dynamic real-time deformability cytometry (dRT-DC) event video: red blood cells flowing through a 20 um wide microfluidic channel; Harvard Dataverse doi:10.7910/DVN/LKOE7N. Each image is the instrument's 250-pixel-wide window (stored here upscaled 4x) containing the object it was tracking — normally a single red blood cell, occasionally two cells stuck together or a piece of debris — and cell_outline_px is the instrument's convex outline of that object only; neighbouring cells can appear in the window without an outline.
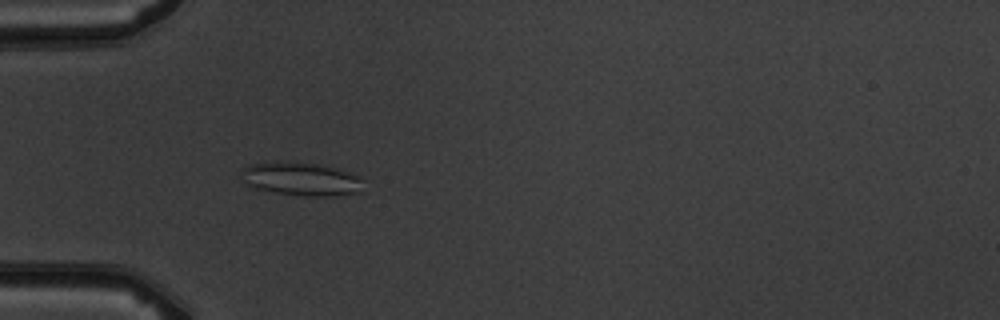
{"species": "common noctule bat (a hibernating species)", "species_latin": "Nyctalus noctula", "temperature_condition": "warm", "stored_images_in_passage": 3, "camera_frame_rate_fps": 3000, "um_per_image_px": 0.085, "animal": {"sex": "male", "body_mass_g": 19.5, "forearm_length_mm": 54.6}, "frame": {"image": 1, "passage_image": 3, "time_ms": 3.0, "image_size_px": [1000, 320], "cell_outline_px": [[364, 180], [356, 192], [328, 196], [304, 196], [276, 192], [256, 188], [248, 184], [244, 180], [244, 168], [252, 164], [276, 160], [320, 164], [336, 168], [348, 172]], "centroid_in_image_um": [25.59, 15.19], "position_along_channel_um": 59.4, "area_um2": 23.24}}